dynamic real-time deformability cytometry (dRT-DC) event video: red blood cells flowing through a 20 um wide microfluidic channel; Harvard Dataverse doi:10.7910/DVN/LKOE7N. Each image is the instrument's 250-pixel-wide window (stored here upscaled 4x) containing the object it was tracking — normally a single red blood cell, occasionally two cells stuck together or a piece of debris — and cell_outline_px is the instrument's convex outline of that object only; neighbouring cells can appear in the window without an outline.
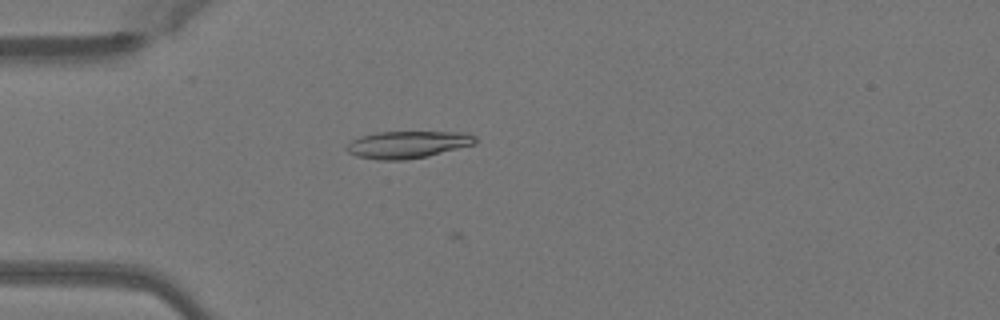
{"species": "Egyptian fruit bat (a non-hibernating species)", "species_latin": "Rousettus aegyptiacus", "temperature_condition": "warm", "stored_images_in_passage": 50, "camera_frame_rate_fps": 3000, "um_per_image_px": 0.085, "animal": {"sex": "female"}, "frame": {"image": 1, "passage_image": 14, "time_ms": 4.333, "image_size_px": [1000, 320], "cell_outline_px": [[476, 144], [428, 156], [404, 160], [376, 160], [356, 156], [348, 152], [344, 148], [352, 140], [360, 136], [380, 132], [468, 132], [476, 136]], "centroid_in_image_um": [34.66, 12.29], "position_along_channel_um": 50.3, "area_um2": 20.52}}
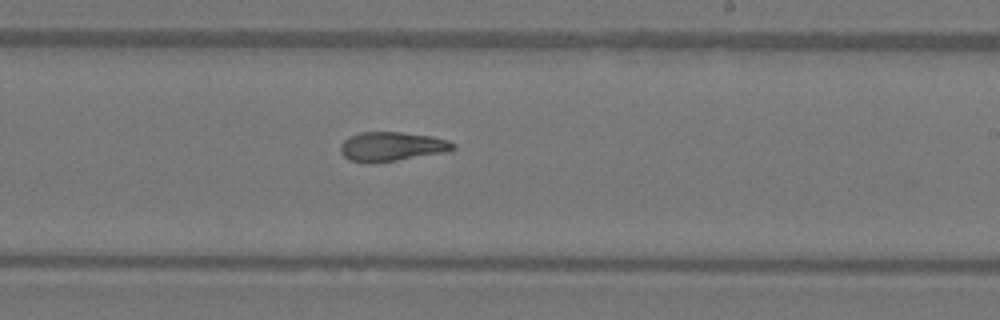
{"frame": {"image": 2, "passage_image": 30, "time_ms": 9.667, "image_size_px": [1000, 320], "cell_outline_px": [[456, 148], [452, 152], [368, 164], [348, 160], [340, 152], [340, 144], [348, 136], [360, 132], [400, 132], [432, 136], [448, 140], [456, 144]], "centroid_in_image_um": [33.32, 12.46], "position_along_channel_um": 255.7, "area_um2": 19.65}}
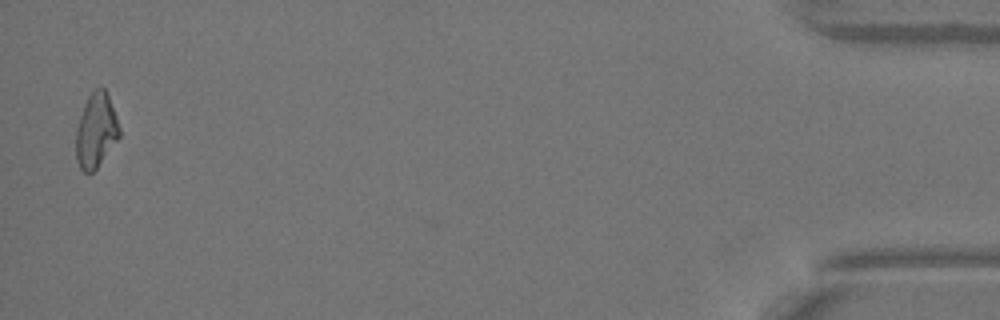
{"frame": {"image": 3, "passage_image": 49, "time_ms": 16.0, "image_size_px": [1000, 320], "cell_outline_px": [[120, 136], [96, 168], [92, 172], [84, 172], [80, 168], [76, 160], [76, 128], [84, 104], [88, 96], [96, 88], [104, 88], [108, 96], [116, 116], [120, 128]], "centroid_in_image_um": [8.15, 11.1], "position_along_channel_um": 427.1, "area_um2": 18.55}, "authors_computed_cell_mechanics": {"area_um2": 19.1896, "velocity_mm_per_s": 4.0843, "shape_relaxation_time_tau1_ms": null, "shape_relaxation_time_tau2_ms": 4.5712, "deformation_change_tau1": null, "deformation_change_tau2": 0.0863}}